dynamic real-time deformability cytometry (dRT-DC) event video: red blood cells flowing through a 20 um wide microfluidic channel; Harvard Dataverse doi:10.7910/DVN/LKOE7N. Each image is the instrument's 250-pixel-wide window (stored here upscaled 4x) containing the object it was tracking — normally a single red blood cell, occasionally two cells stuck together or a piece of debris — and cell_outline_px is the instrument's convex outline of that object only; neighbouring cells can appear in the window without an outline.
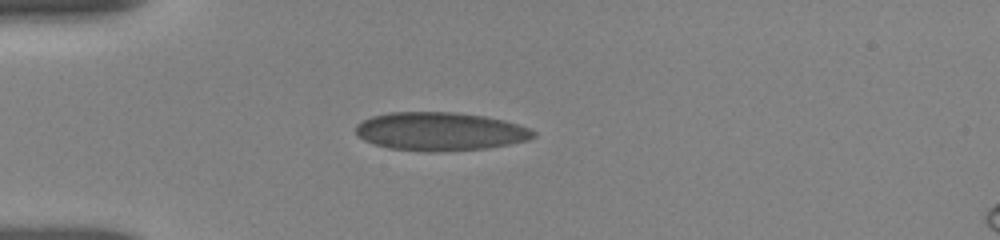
{"species": "human", "species_latin": "Homo sapiens", "temperature_condition": "room temperature", "stored_images_in_passage": 19, "camera_frame_rate_fps": 3000, "um_per_image_px": 0.085, "donor": {"sex": "female"}, "frame": {"image": 1, "passage_image": 1, "time_ms": 0.0, "image_size_px": [1000, 240], "cell_outline_px": [[536, 136], [528, 140], [488, 148], [436, 152], [428, 152], [388, 148], [364, 140], [356, 132], [356, 124], [372, 116], [388, 112], [452, 112], [484, 116], [504, 120], [528, 128], [536, 132]], "centroid_in_image_um": [37.41, 11.17], "position_along_channel_um": 47.6, "area_um2": 39.65}}
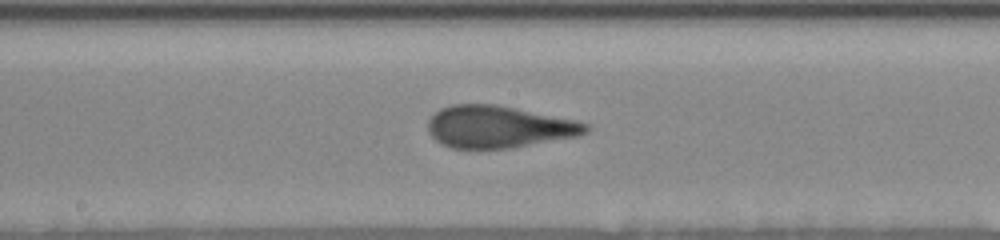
{"frame": {"image": 2, "passage_image": 8, "time_ms": 4.667, "image_size_px": [1000, 240], "cell_outline_px": [[592, 128], [588, 132], [580, 136], [512, 148], [452, 148], [440, 144], [428, 132], [428, 120], [440, 108], [452, 104], [496, 104], [576, 120], [588, 124]], "centroid_in_image_um": [42.41, 10.78], "position_along_channel_um": 205.8, "area_um2": 38.96}}
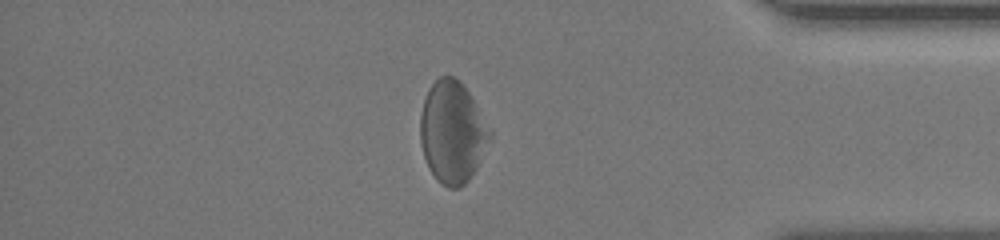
{"frame": {"image": 3, "passage_image": 16, "time_ms": 10.333, "image_size_px": [1000, 240], "cell_outline_px": [[492, 132], [476, 168], [468, 180], [460, 188], [448, 188], [440, 184], [436, 180], [428, 168], [424, 156], [420, 140], [420, 116], [424, 100], [428, 88], [440, 76], [452, 76], [460, 80], [464, 84]], "centroid_in_image_um": [38.42, 11.23], "position_along_channel_um": 396.8, "area_um2": 41.1}, "authors_computed_cell_mechanics": {"area_um2": 39.1884, "velocity_mm_per_s": 3.791, "shape_relaxation_time_tau1_ms": 5.4958, "shape_relaxation_time_tau2_ms": null, "deformation_change_tau1": 0.1562, "deformation_change_tau2": null}}